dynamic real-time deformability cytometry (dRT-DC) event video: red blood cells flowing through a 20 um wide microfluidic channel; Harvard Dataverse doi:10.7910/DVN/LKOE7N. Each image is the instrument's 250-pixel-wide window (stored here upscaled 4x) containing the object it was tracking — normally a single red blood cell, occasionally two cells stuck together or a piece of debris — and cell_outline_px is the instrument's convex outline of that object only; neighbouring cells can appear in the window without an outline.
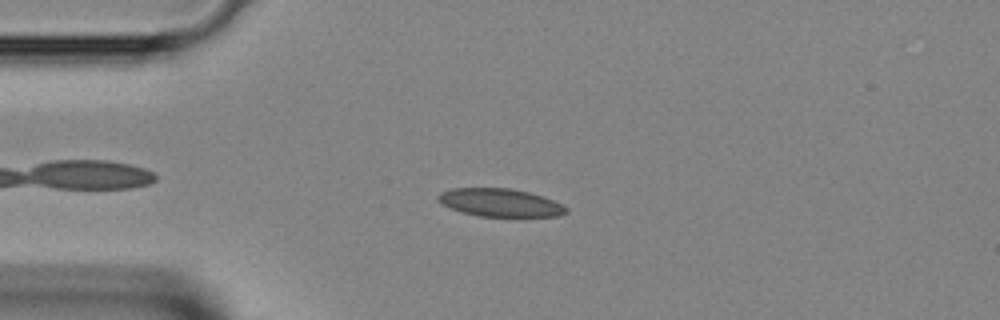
{"species": "Egyptian fruit bat (a non-hibernating species)", "species_latin": "Rousettus aegyptiacus", "temperature_condition": "room temperature", "stored_images_in_passage": 30, "camera_frame_rate_fps": 3000, "um_per_image_px": 0.085, "animal": {"sex": "female"}, "frame": {"image": 1, "passage_image": 3, "time_ms": 0.667, "image_size_px": [1000, 320], "cell_outline_px": [[568, 212], [560, 216], [480, 216], [464, 212], [440, 204], [436, 200], [436, 196], [440, 192], [452, 188], [512, 188], [544, 196], [564, 204], [568, 208]], "centroid_in_image_um": [42.53, 17.21], "position_along_channel_um": 42.5, "area_um2": 21.04}}
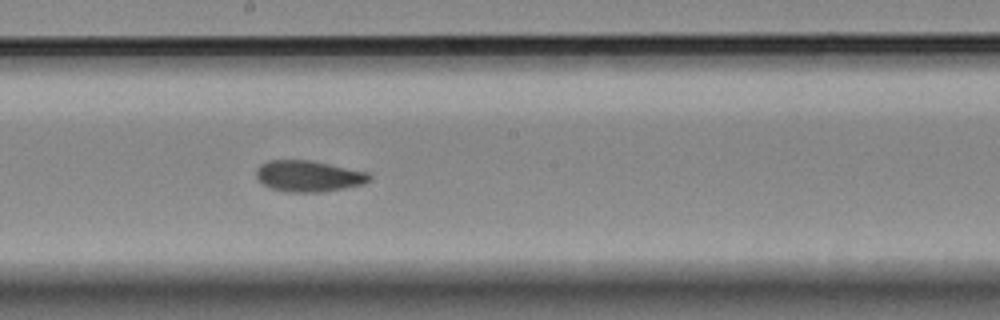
{"frame": {"image": 2, "passage_image": 16, "time_ms": 5.0, "image_size_px": [1000, 320], "cell_outline_px": [[372, 180], [364, 184], [344, 188], [320, 192], [288, 192], [272, 188], [264, 184], [256, 176], [256, 168], [260, 164], [268, 160], [312, 160], [368, 172], [372, 176]], "centroid_in_image_um": [26.26, 14.96], "position_along_channel_um": 221.9, "area_um2": 20.63}}
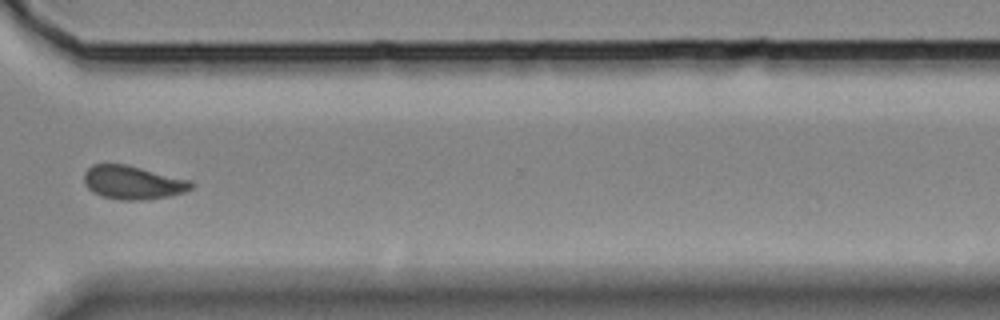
{"frame": {"image": 3, "passage_image": 25, "time_ms": 8.0, "image_size_px": [1000, 320], "cell_outline_px": [[192, 188], [184, 192], [168, 196], [144, 200], [120, 200], [100, 196], [88, 188], [84, 184], [84, 172], [92, 164], [124, 164], [192, 180]], "centroid_in_image_um": [11.27, 15.51], "position_along_channel_um": 359.3, "area_um2": 20.92}}